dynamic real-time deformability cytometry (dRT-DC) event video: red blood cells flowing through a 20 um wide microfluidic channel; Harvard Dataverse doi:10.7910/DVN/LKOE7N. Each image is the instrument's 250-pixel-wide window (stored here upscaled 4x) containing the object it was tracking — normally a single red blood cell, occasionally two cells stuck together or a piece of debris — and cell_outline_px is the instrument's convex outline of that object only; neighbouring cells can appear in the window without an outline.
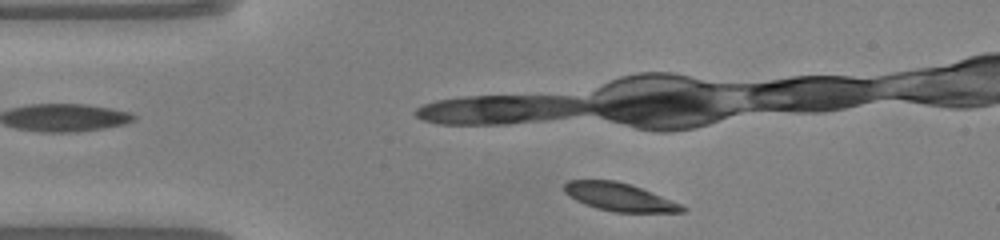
{"species": "common noctule bat (a hibernating species)", "species_latin": "Nyctalus noctula", "temperature_condition": "warm", "stored_images_in_passage": 7, "camera_frame_rate_fps": 3000, "um_per_image_px": 0.085, "animal": {"sex": "male", "body_mass_g": 20.0, "forearm_length_mm": 53.3}, "frame": {"image": 1, "passage_image": 3, "time_ms": 0.667, "image_size_px": [1000, 240], "cell_outline_px": [[688, 208], [684, 212], [612, 212], [596, 208], [584, 204], [576, 200], [564, 192], [564, 184], [568, 180], [616, 180], [632, 184], [680, 204]], "centroid_in_image_um": [52.63, 16.74], "position_along_channel_um": 32.4, "area_um2": 19.25}}